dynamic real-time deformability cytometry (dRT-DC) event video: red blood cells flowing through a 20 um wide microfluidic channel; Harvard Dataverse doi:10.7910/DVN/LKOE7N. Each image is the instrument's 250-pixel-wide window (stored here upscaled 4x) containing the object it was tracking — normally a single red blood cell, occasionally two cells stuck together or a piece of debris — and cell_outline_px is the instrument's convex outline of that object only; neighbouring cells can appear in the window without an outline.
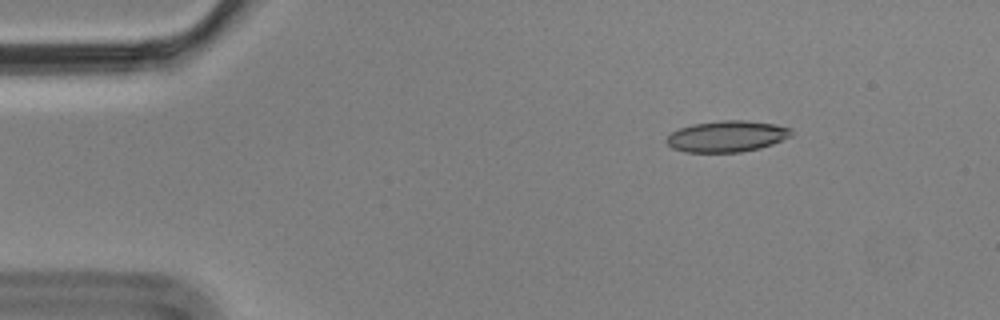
{"species": "Egyptian fruit bat (a non-hibernating species)", "species_latin": "Rousettus aegyptiacus", "temperature_condition": "cold", "stored_images_in_passage": 5, "camera_frame_rate_fps": 3000, "um_per_image_px": 0.085, "animal": {"sex": "male"}, "frame": {"image": 1, "passage_image": 1, "time_ms": 0.0, "image_size_px": [1000, 320], "cell_outline_px": [[792, 136], [772, 144], [760, 148], [740, 152], [684, 152], [672, 148], [664, 140], [672, 132], [680, 128], [692, 124], [720, 120], [744, 120], [772, 124], [792, 128]], "centroid_in_image_um": [61.77, 11.59], "position_along_channel_um": 23.2, "area_um2": 22.72}}
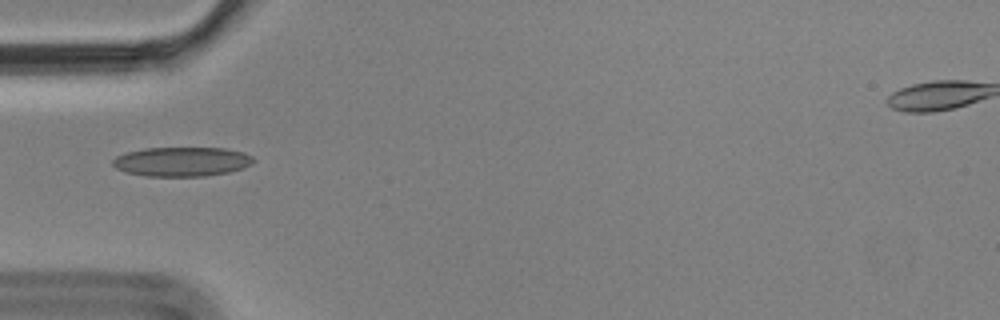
{"frame": {"image": 2, "passage_image": 4, "time_ms": 1.0, "image_size_px": [1000, 320], "cell_outline_px": [[256, 160], [252, 164], [244, 168], [228, 172], [204, 176], [144, 176], [124, 172], [116, 168], [112, 164], [112, 160], [116, 156], [128, 152], [144, 148], [224, 148], [244, 152], [252, 156]], "centroid_in_image_um": [15.46, 13.74], "position_along_channel_um": 69.5, "area_um2": 24.22}}